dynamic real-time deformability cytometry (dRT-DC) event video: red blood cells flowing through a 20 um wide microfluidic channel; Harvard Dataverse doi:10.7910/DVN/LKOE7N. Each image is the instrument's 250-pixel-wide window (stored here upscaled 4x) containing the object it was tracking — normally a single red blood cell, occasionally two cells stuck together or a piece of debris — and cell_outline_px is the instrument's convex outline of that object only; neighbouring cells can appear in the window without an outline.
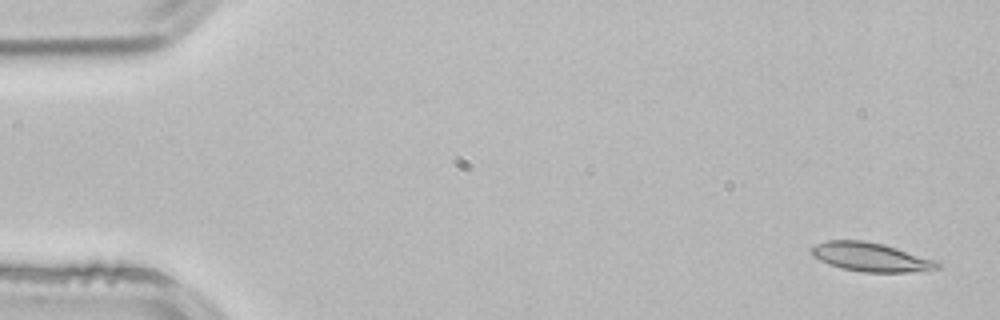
{"species": "common noctule bat (a hibernating species)", "species_latin": "Nyctalus noctula", "temperature_condition": "room temperature", "stored_images_in_passage": 3, "camera_frame_rate_fps": 3000, "um_per_image_px": 0.085, "animal": {"sex": "male", "body_mass_g": 21.5, "forearm_length_mm": 52.0}, "frame": {"image": 1, "passage_image": 1, "time_ms": 0.0, "image_size_px": [1000, 320], "cell_outline_px": [[940, 268], [928, 272], [860, 272], [840, 268], [828, 264], [812, 256], [812, 248], [816, 244], [828, 240], [864, 240], [884, 244], [940, 260]], "centroid_in_image_um": [74.12, 21.86], "position_along_channel_um": 10.9, "area_um2": 21.73}}
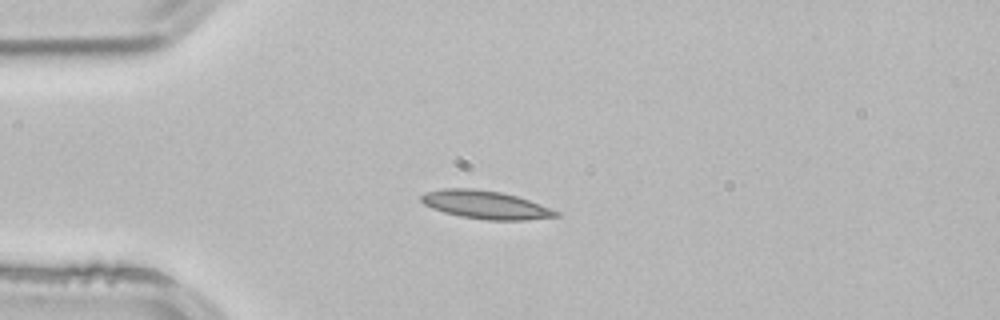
{"frame": {"image": 2, "passage_image": 3, "time_ms": 0.667, "image_size_px": [1000, 320], "cell_outline_px": [[560, 216], [524, 220], [488, 220], [460, 216], [444, 212], [432, 208], [424, 204], [420, 200], [420, 196], [424, 192], [440, 188], [472, 188], [500, 192], [516, 196], [528, 200], [560, 212]], "centroid_in_image_um": [41.22, 17.4], "position_along_channel_um": 43.8, "area_um2": 22.02}}